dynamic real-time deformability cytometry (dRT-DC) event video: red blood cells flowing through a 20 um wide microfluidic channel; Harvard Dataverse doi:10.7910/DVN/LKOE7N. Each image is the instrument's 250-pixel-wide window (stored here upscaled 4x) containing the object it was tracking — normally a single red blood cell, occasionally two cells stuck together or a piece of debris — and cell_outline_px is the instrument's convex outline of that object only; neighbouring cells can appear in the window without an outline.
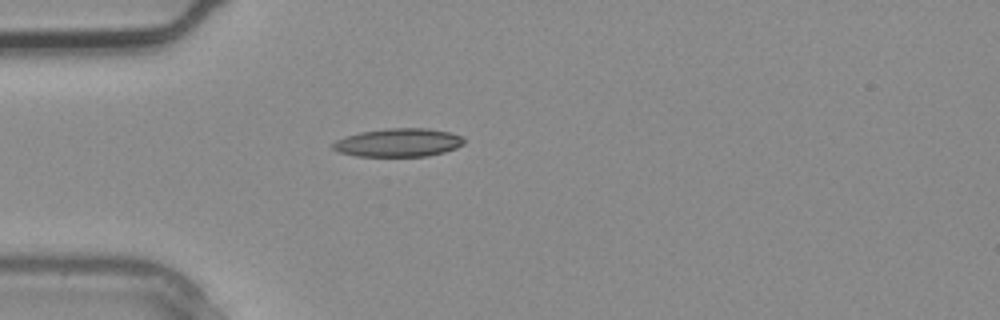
{"species": "common noctule bat (a hibernating species)", "species_latin": "Nyctalus noctula", "temperature_condition": "warm", "stored_images_in_passage": 1, "camera_frame_rate_fps": 3000, "um_per_image_px": 0.085, "animal": {"sex": "male", "body_mass_g": 20.4}, "frame": {"image": 1, "passage_image": 1, "time_ms": 0.0, "image_size_px": [1000, 320], "cell_outline_px": [[464, 144], [456, 148], [444, 152], [428, 156], [356, 156], [340, 152], [332, 148], [332, 144], [336, 140], [360, 132], [384, 128], [428, 128], [448, 132], [460, 136], [464, 140]], "centroid_in_image_um": [33.87, 12.12], "position_along_channel_um": 51.1, "area_um2": 21.56}}